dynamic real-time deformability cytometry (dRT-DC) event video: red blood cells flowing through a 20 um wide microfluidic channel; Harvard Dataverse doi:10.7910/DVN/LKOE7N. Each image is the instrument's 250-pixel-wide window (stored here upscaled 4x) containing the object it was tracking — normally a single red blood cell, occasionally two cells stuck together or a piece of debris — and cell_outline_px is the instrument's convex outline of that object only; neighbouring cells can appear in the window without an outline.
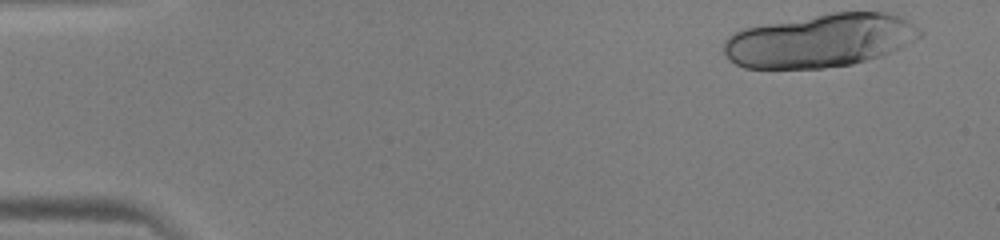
{"species": "human", "species_latin": "Homo sapiens", "temperature_condition": "warm", "stored_images_in_passage": 15, "camera_frame_rate_fps": 3000, "um_per_image_px": 0.085, "donor": {"sex": "male"}, "frame": {"image": 1, "passage_image": 1, "time_ms": 0.0, "image_size_px": [1000, 240], "cell_outline_px": [[924, 32], [920, 36], [900, 48], [884, 56], [852, 64], [820, 68], [744, 68], [728, 60], [724, 52], [724, 40], [732, 32], [744, 28], [832, 12], [888, 12], [900, 16], [908, 20], [920, 28]], "centroid_in_image_um": [69.72, 3.45], "position_along_channel_um": 15.3, "area_um2": 61.09}}